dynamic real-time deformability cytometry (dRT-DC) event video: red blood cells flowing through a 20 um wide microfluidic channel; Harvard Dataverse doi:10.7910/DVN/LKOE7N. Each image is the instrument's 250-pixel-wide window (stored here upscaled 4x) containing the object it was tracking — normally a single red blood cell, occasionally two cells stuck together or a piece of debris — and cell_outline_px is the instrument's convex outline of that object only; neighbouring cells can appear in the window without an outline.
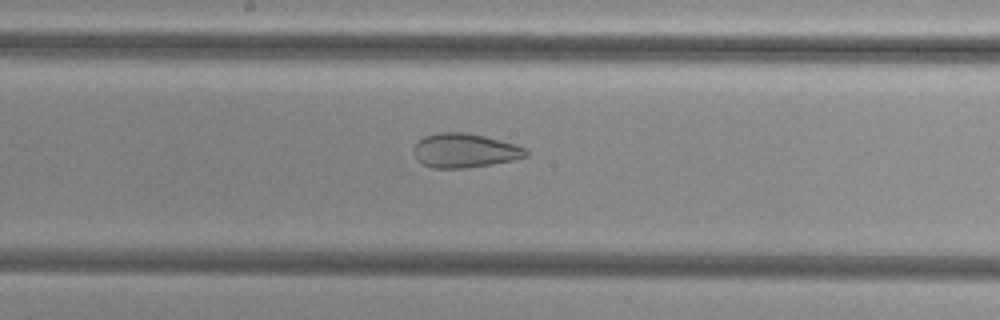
{"species": "common noctule bat (a hibernating species)", "species_latin": "Nyctalus noctula", "temperature_condition": "cold", "stored_images_in_passage": 54, "camera_frame_rate_fps": 3000, "um_per_image_px": 0.085, "animal": {"sex": "female", "body_mass_g": 29.2, "forearm_length_mm": 56.3}, "frame": {"image": 1, "passage_image": 29, "time_ms": 9.333, "image_size_px": [1000, 320], "cell_outline_px": [[528, 156], [512, 160], [464, 168], [432, 168], [416, 160], [416, 144], [424, 136], [436, 132], [468, 132], [516, 144], [528, 148]], "centroid_in_image_um": [39.53, 12.78], "position_along_channel_um": 208.7, "area_um2": 22.2}}
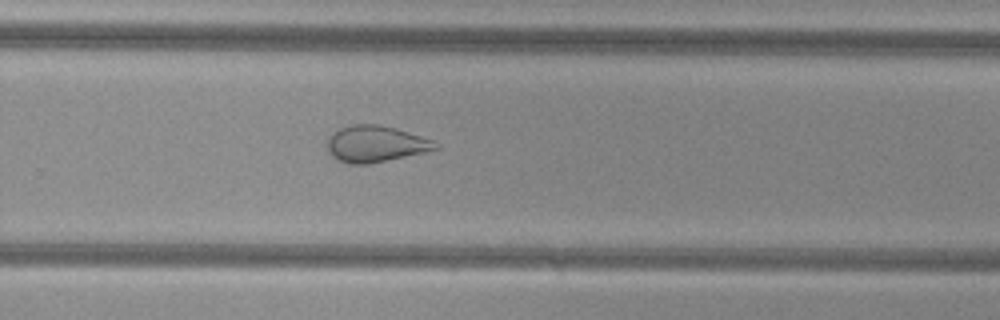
{"frame": {"image": 2, "passage_image": 36, "time_ms": 11.667, "image_size_px": [1000, 320], "cell_outline_px": [[440, 148], [424, 152], [368, 164], [348, 164], [332, 156], [328, 152], [328, 140], [332, 132], [340, 128], [352, 124], [380, 124], [396, 128], [432, 140], [440, 144]], "centroid_in_image_um": [31.92, 12.22], "position_along_channel_um": 297.9, "area_um2": 22.83}}
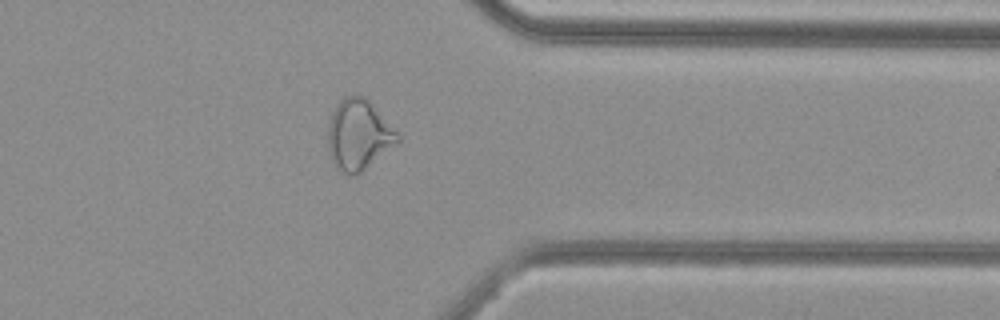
{"frame": {"image": 3, "passage_image": 43, "time_ms": 14.0, "image_size_px": [1000, 320], "cell_outline_px": [[400, 140], [356, 176], [352, 176], [336, 168], [332, 164], [328, 148], [328, 124], [332, 112], [336, 104], [344, 96], [364, 96], [400, 132]], "centroid_in_image_um": [30.47, 11.46], "position_along_channel_um": 380.9, "area_um2": 28.67}}